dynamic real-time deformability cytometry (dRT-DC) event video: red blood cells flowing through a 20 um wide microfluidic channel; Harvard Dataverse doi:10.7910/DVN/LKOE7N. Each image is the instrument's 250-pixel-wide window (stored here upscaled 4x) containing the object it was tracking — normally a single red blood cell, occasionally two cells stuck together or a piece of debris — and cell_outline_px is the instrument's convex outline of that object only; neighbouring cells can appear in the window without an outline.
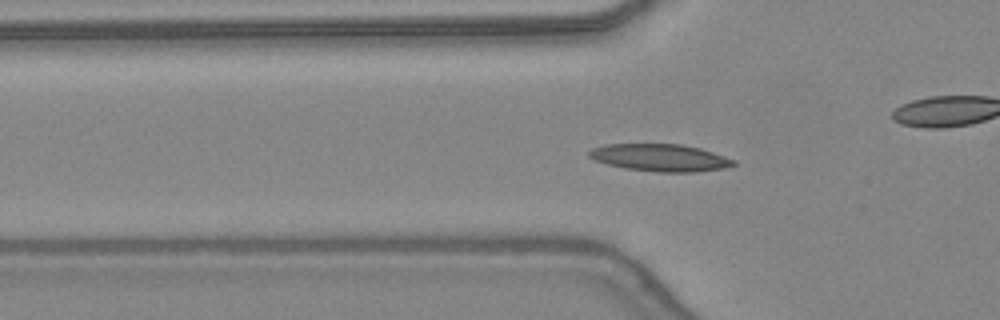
{"species": "common noctule bat (a hibernating species)", "species_latin": "Nyctalus noctula", "temperature_condition": "warm", "stored_images_in_passage": 41, "camera_frame_rate_fps": 3000, "um_per_image_px": 0.085, "animal": {"sex": "female", "body_mass_g": 24.6, "forearm_length_mm": 56.2}, "frame": {"image": 1, "passage_image": 9, "time_ms": 2.667, "image_size_px": [1000, 320], "cell_outline_px": [[736, 164], [724, 168], [692, 172], [656, 172], [624, 168], [592, 160], [588, 156], [588, 152], [592, 148], [604, 144], [680, 144], [700, 148], [736, 160]], "centroid_in_image_um": [56.07, 13.4], "position_along_channel_um": 69.7, "area_um2": 23.0}}
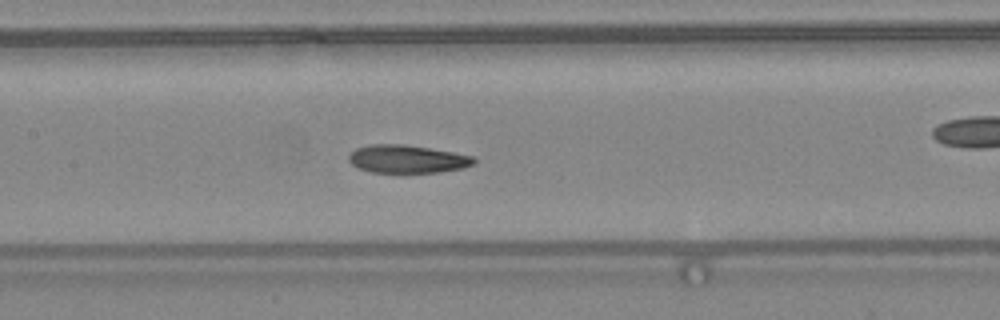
{"frame": {"image": 2, "passage_image": 16, "time_ms": 5.0, "image_size_px": [1000, 320], "cell_outline_px": [[476, 164], [464, 168], [440, 172], [372, 172], [356, 168], [348, 160], [348, 156], [356, 148], [368, 144], [404, 144], [452, 152], [472, 156], [476, 160]], "centroid_in_image_um": [34.6, 13.52], "position_along_channel_um": 172.8, "area_um2": 20.46}}
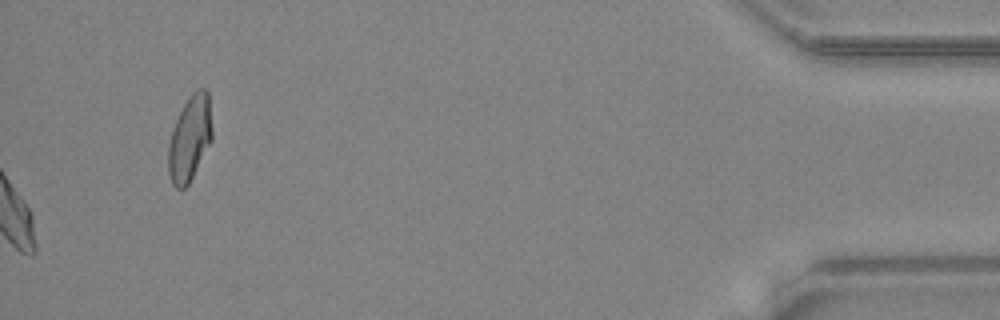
{"frame": {"image": 3, "passage_image": 41, "time_ms": 13.333, "image_size_px": [1000, 320], "cell_outline_px": [[212, 140], [188, 184], [184, 188], [176, 188], [172, 184], [168, 172], [168, 144], [176, 120], [184, 104], [192, 92], [200, 88], [208, 88], [212, 132]], "centroid_in_image_um": [16.13, 11.75], "position_along_channel_um": 419.1, "area_um2": 21.62}, "authors_computed_cell_mechanics": {"area_um2": 21.0392, "velocity_mm_per_s": 4.3994, "shape_relaxation_time_tau1_ms": 5.5407, "shape_relaxation_time_tau2_ms": 3.1332, "deformation_change_tau1": 0.1892, "deformation_change_tau2": 0.1051}}